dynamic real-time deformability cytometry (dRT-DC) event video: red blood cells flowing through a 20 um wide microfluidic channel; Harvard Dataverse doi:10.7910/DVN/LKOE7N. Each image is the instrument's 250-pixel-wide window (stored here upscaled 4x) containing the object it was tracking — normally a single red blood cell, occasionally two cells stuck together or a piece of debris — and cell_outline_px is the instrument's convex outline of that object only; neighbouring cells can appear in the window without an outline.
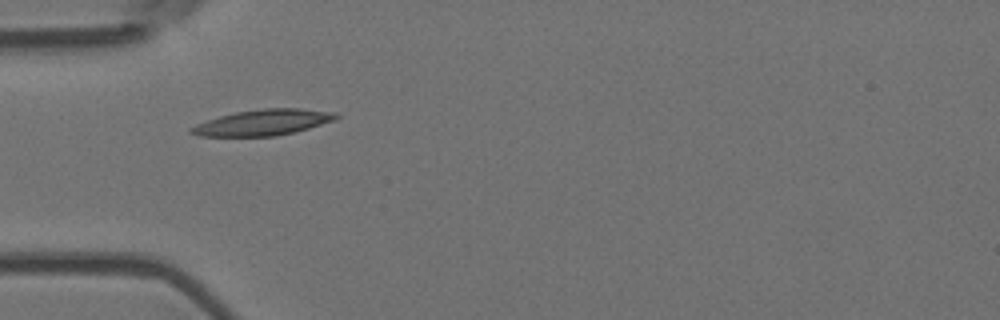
{"species": "Egyptian fruit bat (a non-hibernating species)", "species_latin": "Rousettus aegyptiacus", "temperature_condition": "room temperature", "stored_images_in_passage": 2, "camera_frame_rate_fps": 3000, "um_per_image_px": 0.085, "animal": {"sex": "female"}, "frame": {"image": 1, "passage_image": 1, "time_ms": 0.0, "image_size_px": [1000, 320], "cell_outline_px": [[340, 116], [336, 120], [308, 128], [276, 136], [200, 136], [188, 132], [188, 128], [196, 124], [220, 116], [236, 112], [264, 108], [300, 108], [336, 112]], "centroid_in_image_um": [22.37, 10.4], "position_along_channel_um": 62.6, "area_um2": 21.79}}
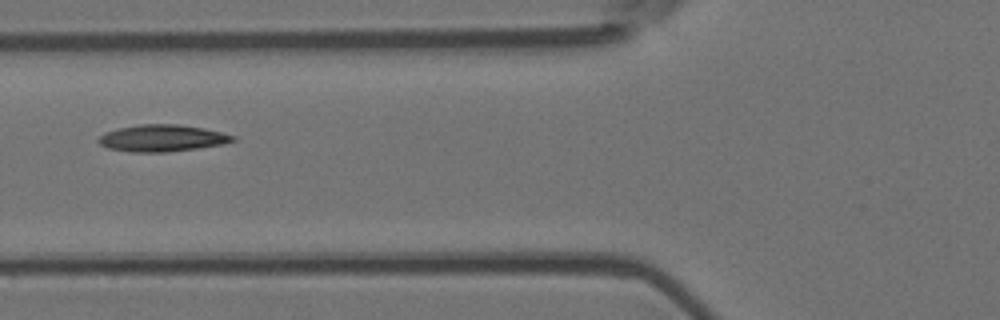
{"frame": {"image": 2, "passage_image": 2, "time_ms": 0.333, "image_size_px": [1000, 320], "cell_outline_px": [[236, 140], [224, 144], [196, 148], [164, 152], [128, 152], [108, 148], [100, 144], [96, 140], [104, 132], [120, 128], [140, 124], [180, 124], [204, 128], [236, 136]], "centroid_in_image_um": [13.77, 11.74], "position_along_channel_um": 112.0, "area_um2": 20.98}}